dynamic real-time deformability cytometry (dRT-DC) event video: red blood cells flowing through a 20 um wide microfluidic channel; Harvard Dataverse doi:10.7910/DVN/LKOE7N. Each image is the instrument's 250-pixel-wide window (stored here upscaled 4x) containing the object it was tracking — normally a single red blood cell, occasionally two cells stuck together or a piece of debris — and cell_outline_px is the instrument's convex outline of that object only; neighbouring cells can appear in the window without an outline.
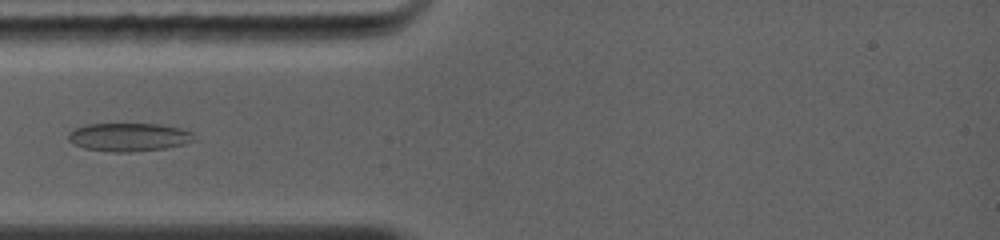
{"species": "common noctule bat (a hibernating species)", "species_latin": "Nyctalus noctula", "temperature_condition": "warm", "stored_images_in_passage": 3, "camera_frame_rate_fps": 5000, "um_per_image_px": 0.085, "animal": {"sex": "female", "body_mass_g": 19.0, "forearm_length_mm": 56.7}, "frame": {"image": 1, "passage_image": 2, "time_ms": 1.0, "image_size_px": [1000, 240], "cell_outline_px": [[196, 140], [184, 144], [164, 148], [132, 152], [112, 152], [84, 148], [72, 144], [68, 140], [68, 132], [72, 128], [84, 124], [160, 124], [180, 128], [192, 132]], "centroid_in_image_um": [10.91, 11.65], "position_along_channel_um": 74.1, "area_um2": 20.98}}
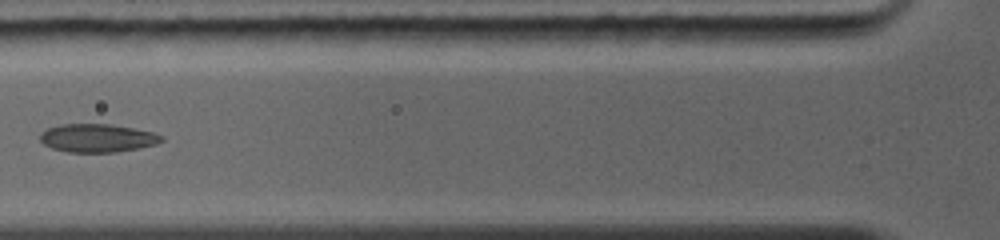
{"frame": {"image": 2, "passage_image": 3, "time_ms": 2.0, "image_size_px": [1000, 240], "cell_outline_px": [[164, 140], [156, 144], [140, 148], [116, 152], [68, 152], [52, 148], [44, 144], [40, 140], [40, 132], [48, 128], [60, 124], [112, 124], [152, 132], [164, 136]], "centroid_in_image_um": [8.28, 11.73], "position_along_channel_um": 117.5, "area_um2": 20.06}}